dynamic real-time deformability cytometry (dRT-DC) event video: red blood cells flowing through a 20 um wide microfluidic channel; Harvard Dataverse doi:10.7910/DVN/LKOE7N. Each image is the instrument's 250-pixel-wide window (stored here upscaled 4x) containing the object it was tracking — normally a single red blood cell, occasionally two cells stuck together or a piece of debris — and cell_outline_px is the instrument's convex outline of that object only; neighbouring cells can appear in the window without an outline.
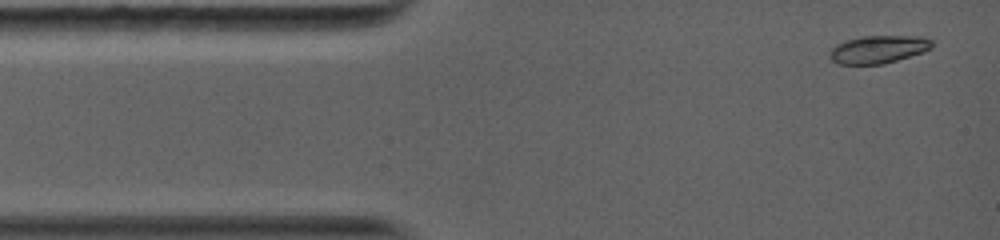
{"species": "common noctule bat (a hibernating species)", "species_latin": "Nyctalus noctula", "temperature_condition": "warm", "stored_images_in_passage": 4, "camera_frame_rate_fps": 5000, "um_per_image_px": 0.085, "animal": {"sex": "female", "body_mass_g": 19.0, "forearm_length_mm": 56.7}, "frame": {"image": 1, "passage_image": 1, "time_ms": 0.0, "image_size_px": [1000, 240], "cell_outline_px": [[932, 48], [924, 52], [884, 64], [836, 64], [828, 56], [832, 48], [836, 44], [844, 40], [864, 36], [920, 36], [932, 40]], "centroid_in_image_um": [74.65, 4.2], "position_along_channel_um": 10.4, "area_um2": 16.7}}
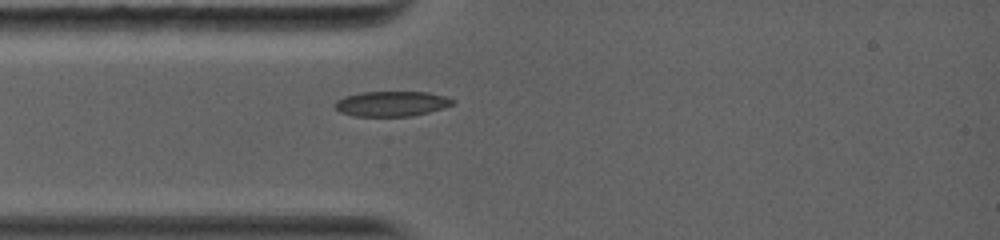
{"frame": {"image": 2, "passage_image": 4, "time_ms": 2.6, "image_size_px": [1000, 240], "cell_outline_px": [[456, 104], [444, 108], [412, 116], [352, 116], [340, 112], [332, 104], [336, 100], [344, 96], [360, 92], [428, 92], [444, 96], [456, 100]], "centroid_in_image_um": [33.28, 8.81], "position_along_channel_um": 51.7, "area_um2": 17.46}}